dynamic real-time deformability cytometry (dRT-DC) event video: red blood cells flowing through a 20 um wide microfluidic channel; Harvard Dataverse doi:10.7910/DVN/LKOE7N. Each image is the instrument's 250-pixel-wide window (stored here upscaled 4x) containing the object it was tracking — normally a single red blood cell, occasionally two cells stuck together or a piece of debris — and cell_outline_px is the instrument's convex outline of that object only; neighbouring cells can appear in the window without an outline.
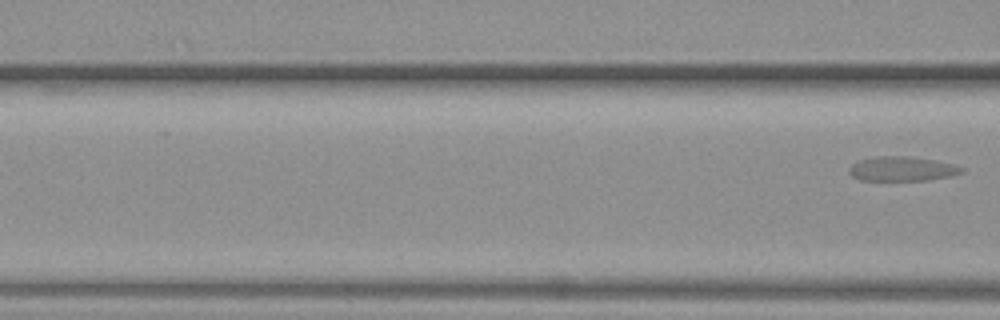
{"species": "common noctule bat (a hibernating species)", "species_latin": "Nyctalus noctula", "temperature_condition": "warm", "stored_images_in_passage": 6, "segment_of_instrument_passage": [2, 2], "camera_frame_rate_fps": 3000, "um_per_image_px": 0.085, "animal": {"sex": "female", "body_mass_g": 19.3, "forearm_length_mm": 54.1}, "frame": {"image": 1, "passage_image": 6, "time_ms": 1.667, "image_size_px": [1000, 320], "cell_outline_px": [[964, 172], [948, 176], [928, 180], [860, 180], [852, 176], [848, 172], [848, 168], [852, 164], [860, 160], [876, 156], [908, 156], [932, 160], [952, 164], [964, 168]], "centroid_in_image_um": [76.63, 14.35], "position_along_channel_um": 90.0, "area_um2": 15.9}}